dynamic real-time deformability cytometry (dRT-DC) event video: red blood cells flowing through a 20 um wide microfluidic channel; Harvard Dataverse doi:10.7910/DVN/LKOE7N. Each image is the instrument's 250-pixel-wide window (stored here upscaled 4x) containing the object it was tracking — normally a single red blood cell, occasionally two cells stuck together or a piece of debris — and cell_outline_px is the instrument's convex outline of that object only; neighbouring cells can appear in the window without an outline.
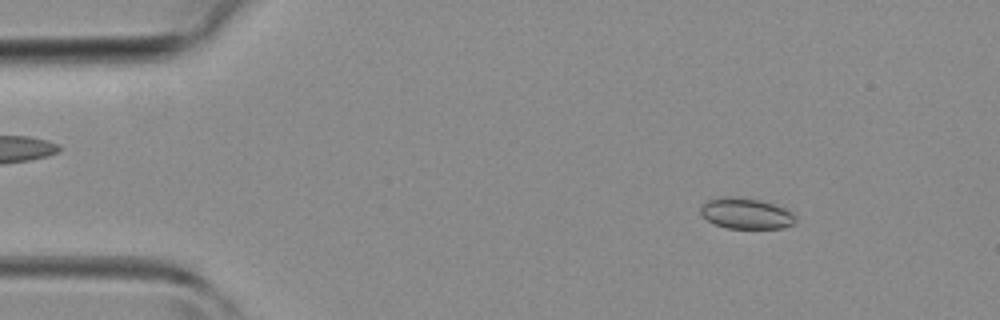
{"species": "common noctule bat (a hibernating species)", "species_latin": "Nyctalus noctula", "temperature_condition": "room temperature", "stored_images_in_passage": 43, "segment_of_instrument_passage": [1, 2], "camera_frame_rate_fps": 3000, "um_per_image_px": 0.085, "animal": {"sex": "female", "body_mass_g": 19.3, "forearm_length_mm": 54.1}, "frame": {"image": 1, "passage_image": 5, "time_ms": 1.333, "image_size_px": [1000, 320], "cell_outline_px": [[796, 220], [792, 224], [784, 228], [728, 228], [716, 224], [708, 220], [700, 212], [700, 208], [708, 200], [724, 196], [732, 196], [760, 200], [784, 208], [792, 212], [796, 216]], "centroid_in_image_um": [63.43, 18.14], "position_along_channel_um": 21.6, "area_um2": 16.88}}
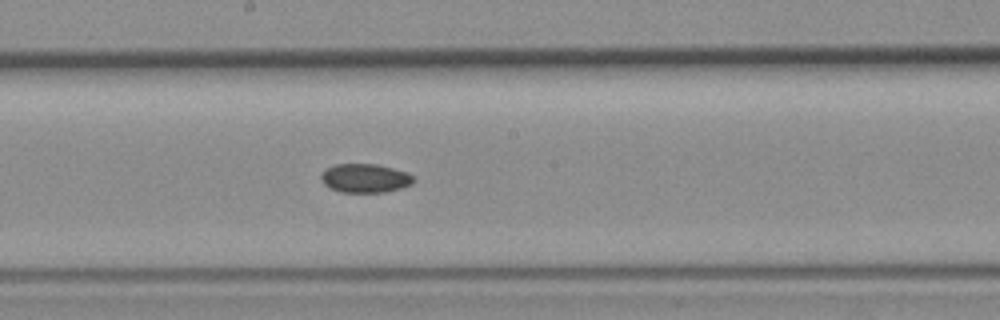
{"frame": {"image": 2, "passage_image": 22, "time_ms": 7.0, "image_size_px": [1000, 320], "cell_outline_px": [[416, 180], [412, 184], [400, 188], [384, 192], [340, 192], [328, 188], [320, 180], [320, 172], [336, 164], [376, 164], [408, 172]], "centroid_in_image_um": [31.0, 15.15], "position_along_channel_um": 217.2, "area_um2": 15.66}}
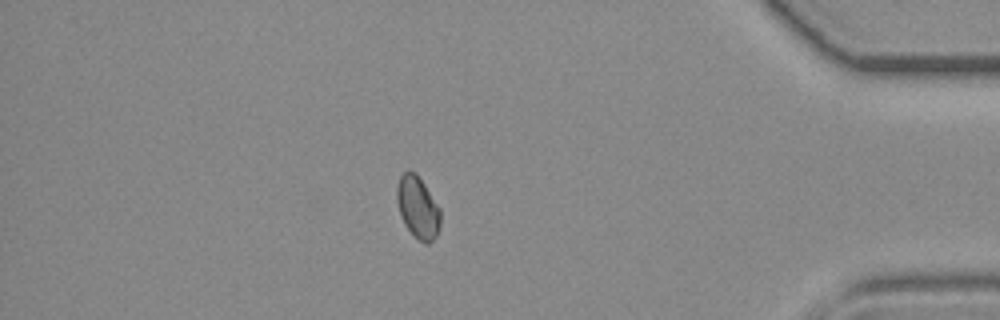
{"frame": {"image": 3, "passage_image": 36, "time_ms": 11.667, "image_size_px": [1000, 320], "cell_outline_px": [[440, 224], [436, 236], [428, 244], [424, 244], [404, 224], [400, 216], [396, 200], [396, 188], [400, 176], [404, 172], [412, 172], [424, 184], [440, 208]], "centroid_in_image_um": [35.5, 17.65], "position_along_channel_um": 399.7, "area_um2": 15.43}}